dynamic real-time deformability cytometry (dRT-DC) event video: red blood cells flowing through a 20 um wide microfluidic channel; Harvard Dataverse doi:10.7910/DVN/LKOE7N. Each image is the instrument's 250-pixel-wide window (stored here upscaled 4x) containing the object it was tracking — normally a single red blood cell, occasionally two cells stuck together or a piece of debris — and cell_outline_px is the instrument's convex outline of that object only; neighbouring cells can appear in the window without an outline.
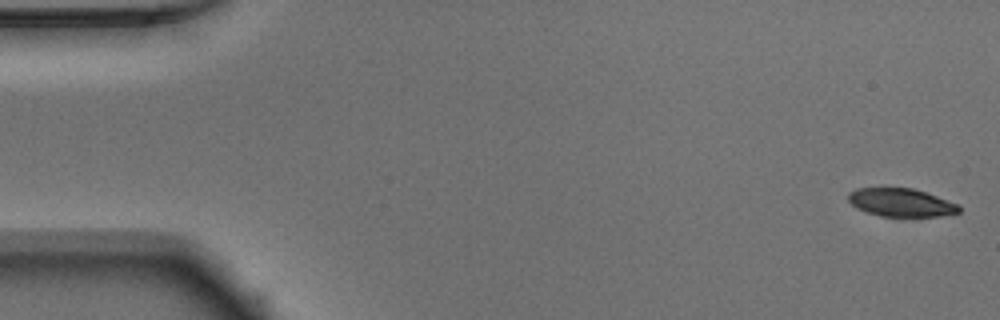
{"species": "Egyptian fruit bat (a non-hibernating species)", "species_latin": "Rousettus aegyptiacus", "temperature_condition": "warm", "stored_images_in_passage": 51, "camera_frame_rate_fps": 3000, "um_per_image_px": 0.085, "animal": {"sex": "male"}, "frame": {"image": 1, "passage_image": 1, "time_ms": 0.0, "image_size_px": [1000, 320], "cell_outline_px": [[960, 212], [940, 216], [880, 216], [856, 208], [848, 200], [848, 192], [856, 188], [880, 184], [884, 184], [912, 188], [960, 204]], "centroid_in_image_um": [76.51, 17.15], "position_along_channel_um": 8.5, "area_um2": 18.96}}
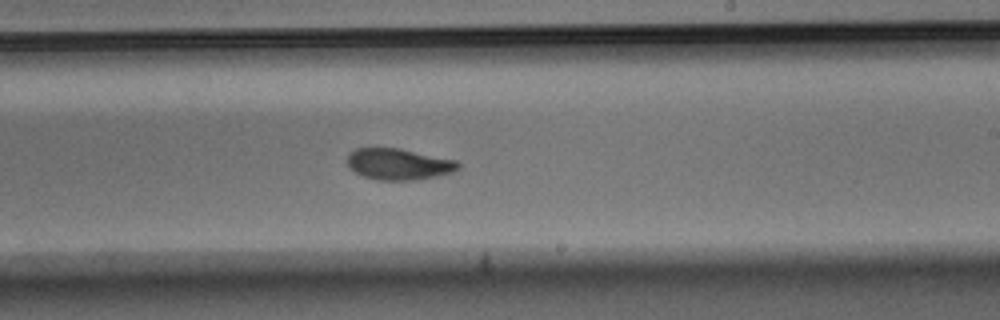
{"frame": {"image": 2, "passage_image": 30, "time_ms": 9.667, "image_size_px": [1000, 320], "cell_outline_px": [[460, 168], [452, 172], [436, 176], [416, 180], [376, 180], [364, 176], [348, 168], [348, 152], [356, 148], [400, 148], [456, 160], [460, 164]], "centroid_in_image_um": [33.88, 13.95], "position_along_channel_um": 255.1, "area_um2": 20.29}}
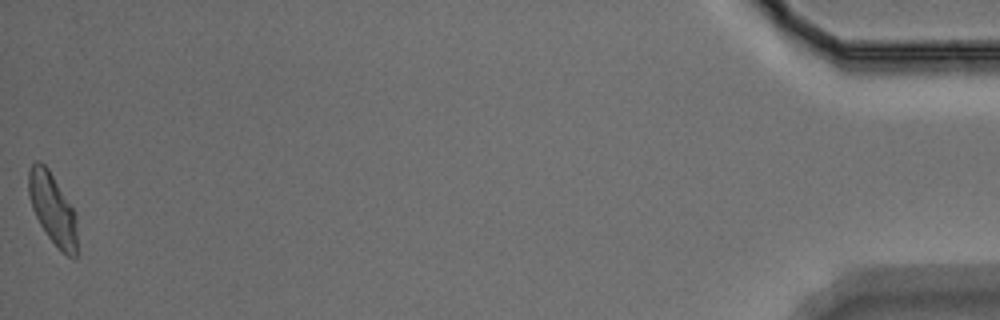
{"frame": {"image": 3, "passage_image": 51, "time_ms": 16.667, "image_size_px": [1000, 320], "cell_outline_px": [[76, 256], [68, 256], [60, 252], [48, 236], [40, 224], [32, 208], [28, 196], [28, 172], [32, 164], [36, 160], [40, 160], [48, 168], [76, 212]], "centroid_in_image_um": [4.46, 17.72], "position_along_channel_um": 430.7, "area_um2": 20.17}, "authors_computed_cell_mechanics": {"area_um2": 20.5768, "velocity_mm_per_s": 3.911, "shape_relaxation_time_tau1_ms": 2.7713, "shape_relaxation_time_tau2_ms": 2.4703, "deformation_change_tau1": 0.1443, "deformation_change_tau2": 0.0882}}